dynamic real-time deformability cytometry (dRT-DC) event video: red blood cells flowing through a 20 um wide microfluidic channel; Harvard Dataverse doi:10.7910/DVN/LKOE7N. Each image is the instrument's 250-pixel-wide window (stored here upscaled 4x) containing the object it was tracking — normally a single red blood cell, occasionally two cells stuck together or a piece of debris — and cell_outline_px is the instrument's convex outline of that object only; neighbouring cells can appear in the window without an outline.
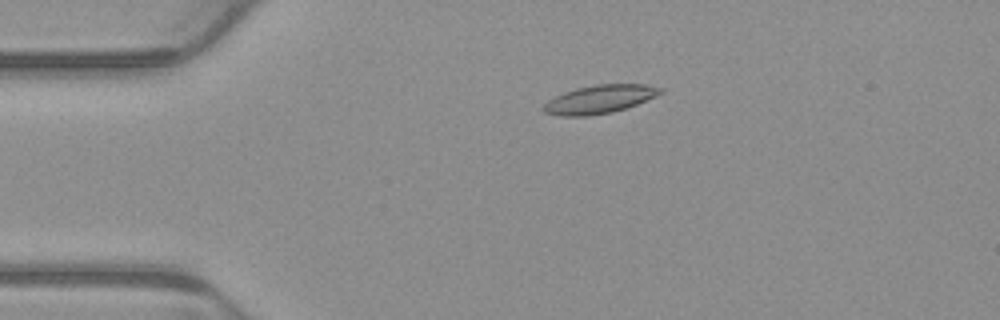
{"species": "common noctule bat (a hibernating species)", "species_latin": "Nyctalus noctula", "temperature_condition": "warm", "stored_images_in_passage": 4, "camera_frame_rate_fps": 3000, "um_per_image_px": 0.085, "animal": {"sex": "male", "body_mass_g": 23.1, "forearm_length_mm": 52.7}, "frame": {"image": 1, "passage_image": 3, "time_ms": 0.667, "image_size_px": [1000, 320], "cell_outline_px": [[664, 92], [656, 96], [636, 104], [612, 112], [588, 116], [560, 116], [544, 112], [540, 108], [548, 100], [564, 92], [576, 88], [596, 84], [648, 84], [664, 88]], "centroid_in_image_um": [50.96, 8.43], "position_along_channel_um": 34.0, "area_um2": 19.36}}